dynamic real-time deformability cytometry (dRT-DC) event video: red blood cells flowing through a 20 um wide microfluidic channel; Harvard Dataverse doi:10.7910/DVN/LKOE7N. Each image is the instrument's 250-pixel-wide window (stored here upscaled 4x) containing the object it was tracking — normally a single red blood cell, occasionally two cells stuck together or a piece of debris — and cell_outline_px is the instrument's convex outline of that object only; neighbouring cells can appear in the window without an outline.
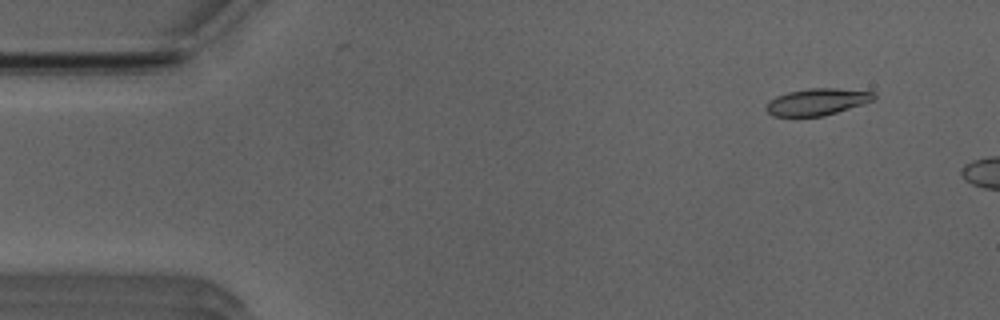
{"species": "Egyptian fruit bat (a non-hibernating species)", "species_latin": "Rousettus aegyptiacus", "temperature_condition": "room temperature", "stored_images_in_passage": 5, "camera_frame_rate_fps": 3000, "um_per_image_px": 0.085, "animal": {"sex": "male"}, "frame": {"image": 1, "passage_image": 1, "time_ms": 0.0, "image_size_px": [1000, 320], "cell_outline_px": [[876, 100], [824, 116], [772, 116], [764, 108], [768, 100], [776, 96], [788, 92], [808, 88], [836, 88], [876, 92]], "centroid_in_image_um": [69.46, 8.65], "position_along_channel_um": 15.5, "area_um2": 16.99}}